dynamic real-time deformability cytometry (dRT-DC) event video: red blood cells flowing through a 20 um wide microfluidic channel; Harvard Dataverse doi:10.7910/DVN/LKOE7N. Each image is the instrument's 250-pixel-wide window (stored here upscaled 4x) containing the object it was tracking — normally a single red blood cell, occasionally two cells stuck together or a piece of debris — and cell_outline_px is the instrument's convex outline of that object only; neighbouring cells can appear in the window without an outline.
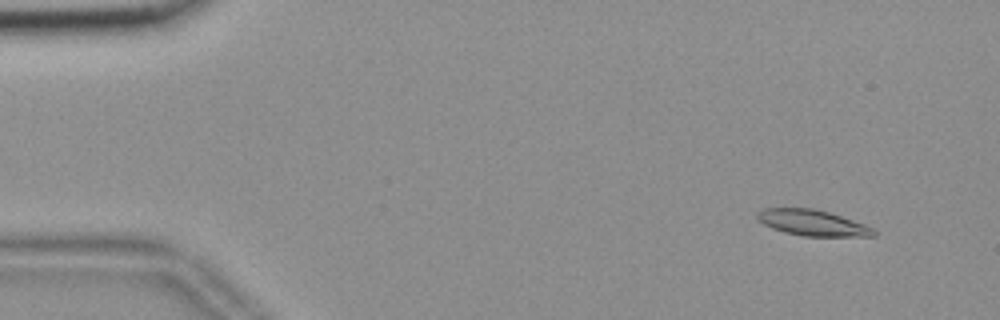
{"species": "common noctule bat (a hibernating species)", "species_latin": "Nyctalus noctula", "temperature_condition": "room temperature", "stored_images_in_passage": 55, "camera_frame_rate_fps": 3000, "um_per_image_px": 0.085, "animal": {"sex": "female", "body_mass_g": 18.4}, "frame": {"image": 1, "passage_image": 4, "time_ms": 1.0, "image_size_px": [1000, 320], "cell_outline_px": [[880, 232], [876, 236], [804, 236], [784, 232], [772, 228], [756, 220], [756, 212], [764, 208], [812, 208], [828, 212], [864, 224]], "centroid_in_image_um": [69.04, 18.94], "position_along_channel_um": 16.0, "area_um2": 17.57}}
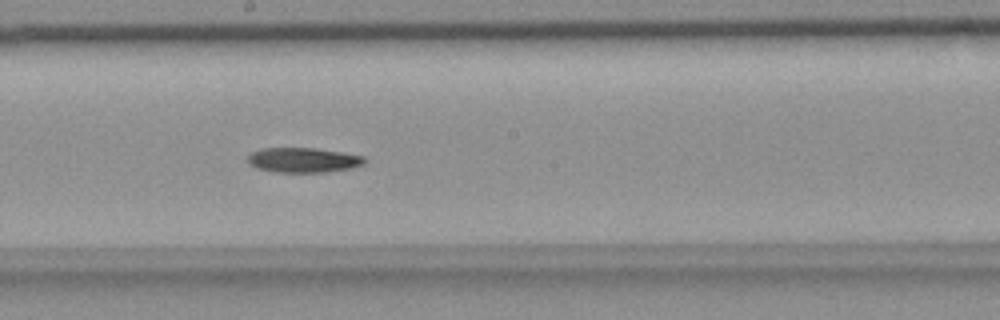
{"frame": {"image": 2, "passage_image": 30, "time_ms": 9.667, "image_size_px": [1000, 320], "cell_outline_px": [[368, 160], [364, 164], [352, 168], [324, 172], [276, 172], [256, 168], [248, 164], [248, 156], [252, 152], [260, 148], [316, 148], [344, 152], [364, 156]], "centroid_in_image_um": [25.8, 13.6], "position_along_channel_um": 222.4, "area_um2": 17.11}}
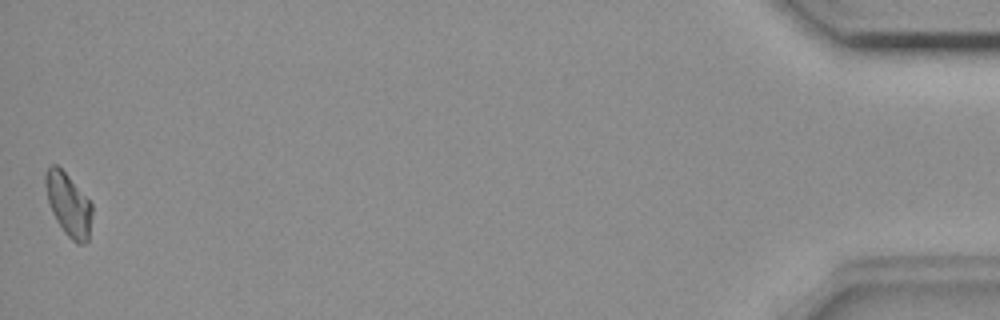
{"frame": {"image": 3, "passage_image": 55, "time_ms": 18.0, "image_size_px": [1000, 320], "cell_outline_px": [[92, 216], [88, 240], [84, 244], [76, 244], [64, 232], [56, 220], [52, 212], [48, 200], [44, 180], [44, 172], [52, 164], [56, 164], [68, 176], [92, 204]], "centroid_in_image_um": [5.81, 17.4], "position_along_channel_um": 429.4, "area_um2": 16.94}}